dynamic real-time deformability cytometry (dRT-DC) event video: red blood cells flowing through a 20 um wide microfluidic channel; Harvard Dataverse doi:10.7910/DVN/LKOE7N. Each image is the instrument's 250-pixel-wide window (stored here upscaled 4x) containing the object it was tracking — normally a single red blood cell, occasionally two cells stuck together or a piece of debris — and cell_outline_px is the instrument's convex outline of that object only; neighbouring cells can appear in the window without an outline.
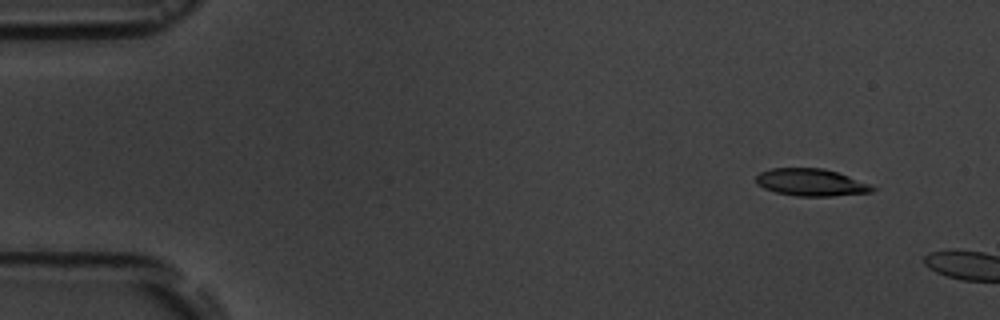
{"species": "common noctule bat (a hibernating species)", "species_latin": "Nyctalus noctula", "temperature_condition": "room temperature", "stored_images_in_passage": 2, "camera_frame_rate_fps": 3000, "um_per_image_px": 0.085, "animal": {"sex": "male", "body_mass_g": 19.5, "forearm_length_mm": 54.6}, "frame": {"image": 1, "passage_image": 1, "time_ms": 0.0, "image_size_px": [1000, 320], "cell_outline_px": [[876, 188], [872, 192], [832, 196], [796, 196], [776, 192], [764, 188], [756, 184], [756, 176], [760, 172], [772, 168], [824, 168], [848, 176], [868, 184]], "centroid_in_image_um": [68.9, 15.5], "position_along_channel_um": 16.1, "area_um2": 18.32}}